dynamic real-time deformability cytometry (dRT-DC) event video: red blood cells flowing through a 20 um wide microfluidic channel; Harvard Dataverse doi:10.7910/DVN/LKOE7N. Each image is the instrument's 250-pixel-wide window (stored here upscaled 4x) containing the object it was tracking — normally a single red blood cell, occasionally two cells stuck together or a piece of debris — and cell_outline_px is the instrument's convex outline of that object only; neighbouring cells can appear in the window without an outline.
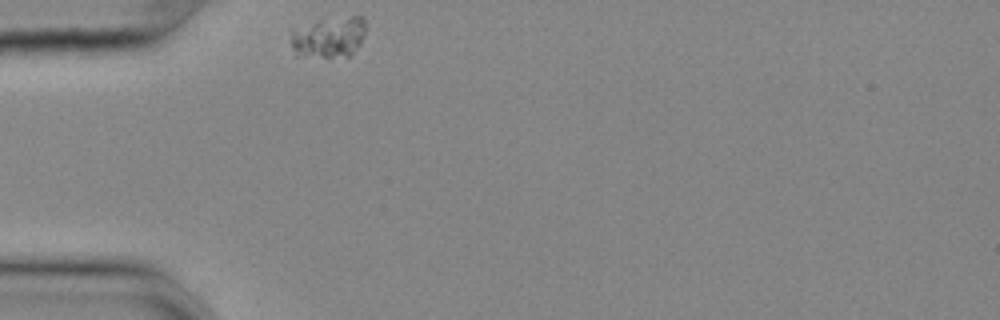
{"species": "common noctule bat (a hibernating species)", "species_latin": "Nyctalus noctula", "temperature_condition": "cold", "stored_images_in_passage": 34, "camera_frame_rate_fps": 3000, "um_per_image_px": 0.085, "animal": {"sex": "female", "body_mass_g": 25.1}, "frame": {"image": 1, "passage_image": 1, "time_ms": 0.0, "image_size_px": [1000, 320], "cell_outline_px": [[364, 36], [360, 44], [352, 56], [296, 56], [292, 48], [292, 28], [320, 20], [352, 16], [360, 16], [364, 20]], "centroid_in_image_um": [27.95, 3.17], "position_along_channel_um": 57.1, "area_um2": 17.74}}
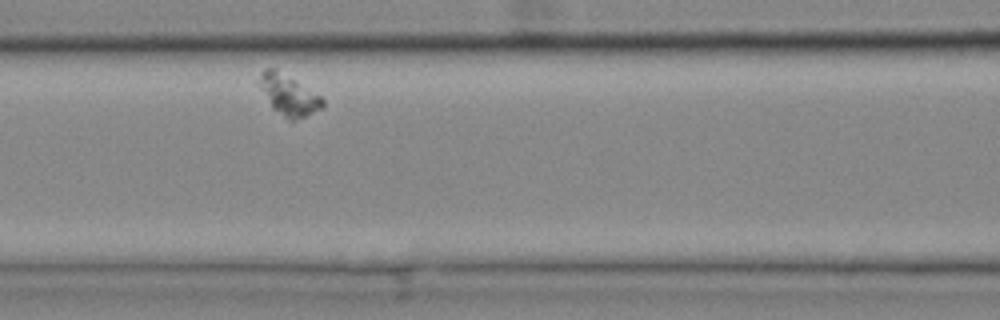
{"frame": {"image": 2, "passage_image": 10, "time_ms": 3.0, "image_size_px": [1000, 320], "cell_outline_px": [[324, 108], [304, 116], [292, 120], [284, 116], [272, 108], [260, 88], [260, 72], [264, 68], [276, 68], [320, 96], [324, 100]], "centroid_in_image_um": [24.53, 8.05], "position_along_channel_um": 142.1, "area_um2": 14.62}}
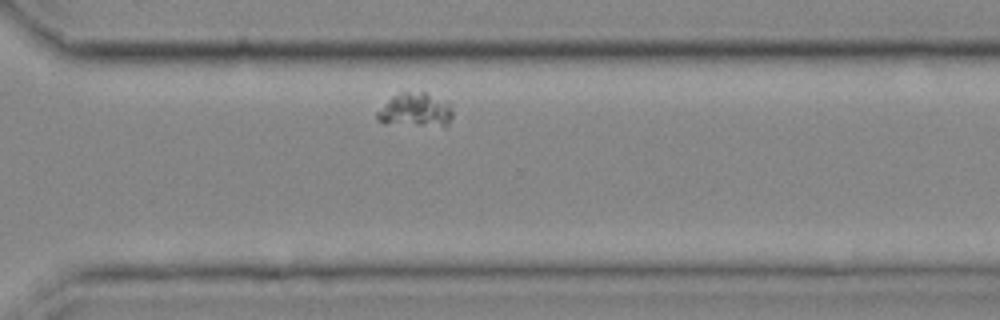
{"frame": {"image": 3, "passage_image": 28, "time_ms": 9.0, "image_size_px": [1000, 320], "cell_outline_px": [[452, 116], [448, 124], [444, 128], [376, 120], [376, 112], [392, 96], [400, 92], [424, 92], [444, 100], [452, 104]], "centroid_in_image_um": [35.38, 9.35], "position_along_channel_um": 335.2, "area_um2": 14.85}}